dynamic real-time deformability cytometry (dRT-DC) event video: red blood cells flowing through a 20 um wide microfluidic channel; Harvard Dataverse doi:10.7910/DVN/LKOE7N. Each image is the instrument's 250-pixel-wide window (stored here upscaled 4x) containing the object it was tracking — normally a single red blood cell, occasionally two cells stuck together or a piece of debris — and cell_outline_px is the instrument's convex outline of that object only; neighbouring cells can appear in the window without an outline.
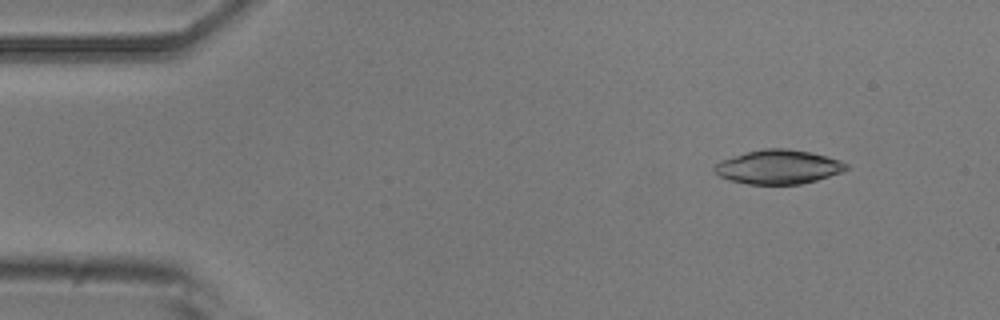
{"species": "common noctule bat (a hibernating species)", "species_latin": "Nyctalus noctula", "temperature_condition": "room temperature", "stored_images_in_passage": 4, "camera_frame_rate_fps": 3000, "um_per_image_px": 0.085, "animal": {"sex": "male", "body_mass_g": 20.5, "forearm_length_mm": 52.5}, "frame": {"image": 1, "passage_image": 1, "time_ms": 0.0, "image_size_px": [1000, 320], "cell_outline_px": [[848, 168], [840, 172], [816, 180], [800, 184], [748, 184], [728, 180], [720, 176], [712, 168], [716, 164], [724, 160], [748, 152], [764, 148], [788, 148], [812, 152], [828, 156], [840, 160], [848, 164]], "centroid_in_image_um": [66.19, 14.18], "position_along_channel_um": 18.8, "area_um2": 25.95}}
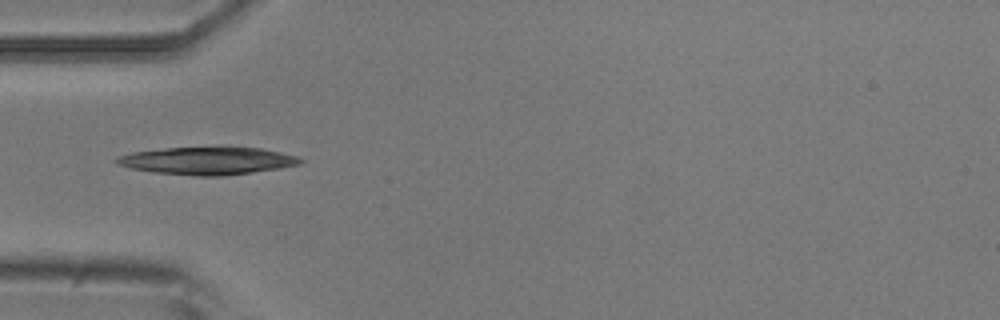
{"frame": {"image": 2, "passage_image": 4, "time_ms": 3.667, "image_size_px": [1000, 320], "cell_outline_px": [[304, 160], [300, 164], [280, 168], [224, 176], [196, 176], [156, 172], [132, 168], [116, 164], [112, 160], [116, 156], [132, 152], [164, 148], [260, 148], [280, 152], [296, 156]], "centroid_in_image_um": [17.59, 13.67], "position_along_channel_um": 67.4, "area_um2": 29.19}}